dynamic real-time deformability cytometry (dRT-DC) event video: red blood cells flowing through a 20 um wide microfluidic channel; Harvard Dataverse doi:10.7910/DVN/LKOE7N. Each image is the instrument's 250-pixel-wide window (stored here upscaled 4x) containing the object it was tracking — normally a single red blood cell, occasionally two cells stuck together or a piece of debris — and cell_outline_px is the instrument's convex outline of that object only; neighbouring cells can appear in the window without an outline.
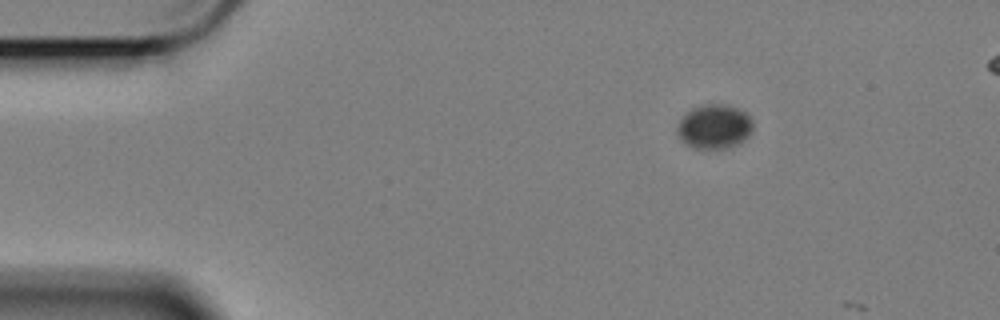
{"species": "Egyptian fruit bat (a non-hibernating species)", "species_latin": "Rousettus aegyptiacus", "temperature_condition": "cold", "stored_images_in_passage": 2, "camera_frame_rate_fps": 3000, "um_per_image_px": 0.085, "animal": {"sex": "female"}, "frame": {"image": 1, "passage_image": 1, "time_ms": 0.0, "image_size_px": [1000, 320], "cell_outline_px": [[752, 132], [744, 140], [728, 148], [696, 148], [684, 144], [680, 140], [676, 132], [676, 128], [680, 120], [692, 108], [704, 104], [724, 104], [736, 108], [744, 112], [752, 120]], "centroid_in_image_um": [60.69, 10.77], "position_along_channel_um": 24.3, "area_um2": 19.48}}